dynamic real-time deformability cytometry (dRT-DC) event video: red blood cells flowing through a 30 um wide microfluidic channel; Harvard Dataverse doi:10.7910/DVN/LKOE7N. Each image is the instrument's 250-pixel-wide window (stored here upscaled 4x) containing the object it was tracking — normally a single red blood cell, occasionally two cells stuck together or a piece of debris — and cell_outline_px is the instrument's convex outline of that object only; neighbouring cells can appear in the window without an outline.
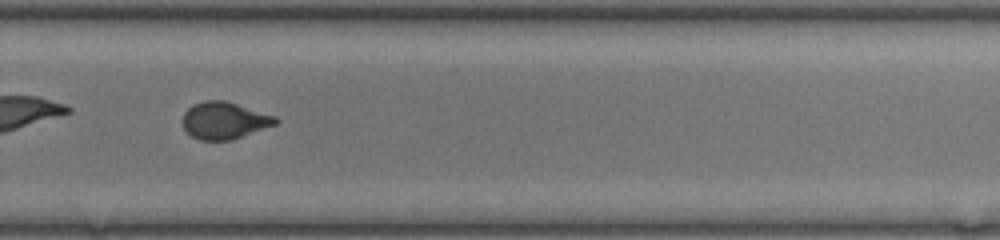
{"species": "common noctule bat (a hibernating species)", "species_latin": "Nyctalus noctula", "temperature_condition": "room temperature", "stored_images_in_passage": 38, "camera_frame_rate_fps": 3000, "um_per_image_px": 0.085, "animal": {"sex": "female", "body_mass_g": 17.0, "forearm_length_mm": 48.0}, "frame": {"image": 1, "passage_image": 22, "time_ms": 7.0, "image_size_px": [1000, 240], "cell_outline_px": [[280, 120], [276, 124], [232, 140], [200, 140], [192, 136], [184, 128], [180, 120], [184, 112], [192, 104], [204, 100], [224, 100], [276, 116]], "centroid_in_image_um": [19.04, 10.23], "position_along_channel_um": 310.8, "area_um2": 20.17}}
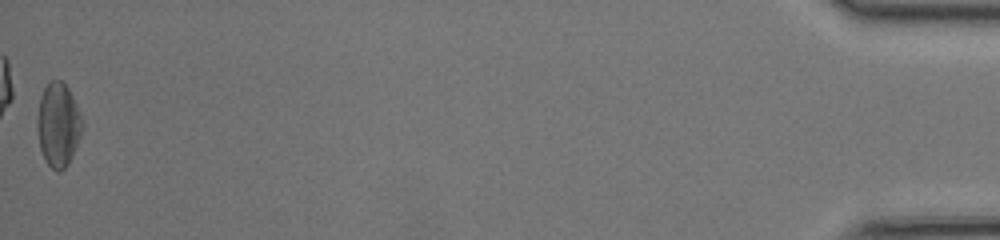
{"frame": {"image": 2, "passage_image": 38, "time_ms": 12.333, "image_size_px": [1000, 240], "cell_outline_px": [[80, 136], [72, 156], [68, 164], [60, 172], [56, 172], [48, 164], [40, 148], [36, 124], [36, 116], [40, 96], [44, 88], [52, 80], [60, 80], [68, 88], [72, 96], [80, 116]], "centroid_in_image_um": [4.9, 10.61], "position_along_channel_um": 430.3, "area_um2": 21.56}, "authors_computed_cell_mechanics": {"area_um2": 20.3456, "velocity_mm_per_s": 4.2307, "shape_relaxation_time_tau1_ms": 8.9965, "shape_relaxation_time_tau2_ms": 0.5111, "deformation_change_tau1": 0.1742, "deformation_change_tau2": 0.0465}}